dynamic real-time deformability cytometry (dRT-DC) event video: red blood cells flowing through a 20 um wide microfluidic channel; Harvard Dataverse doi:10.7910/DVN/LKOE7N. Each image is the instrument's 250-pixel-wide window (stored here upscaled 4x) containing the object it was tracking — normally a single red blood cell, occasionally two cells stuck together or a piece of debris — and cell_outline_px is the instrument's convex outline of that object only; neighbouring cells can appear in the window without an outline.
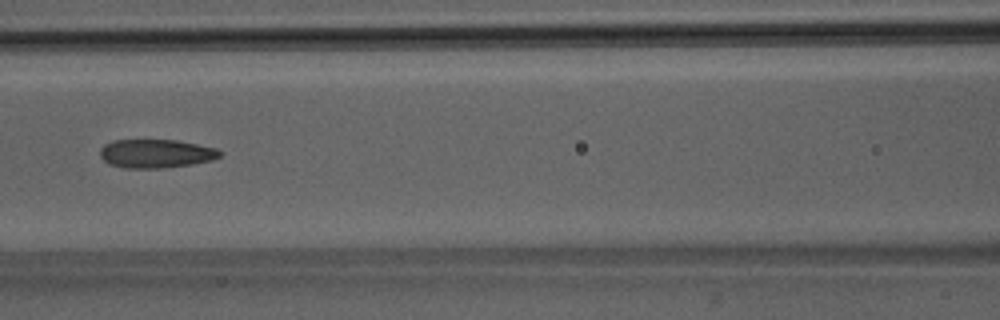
{"species": "Egyptian fruit bat (a non-hibernating species)", "species_latin": "Rousettus aegyptiacus", "temperature_condition": "room temperature", "stored_images_in_passage": 4, "camera_frame_rate_fps": 3000, "um_per_image_px": 0.085, "animal": {"sex": "male"}, "frame": {"image": 1, "passage_image": 4, "time_ms": 3.333, "image_size_px": [1000, 320], "cell_outline_px": [[224, 152], [220, 156], [212, 160], [192, 164], [160, 168], [124, 168], [108, 164], [100, 156], [100, 148], [104, 144], [112, 140], [176, 140], [216, 148]], "centroid_in_image_um": [13.24, 13.05], "position_along_channel_um": 153.4, "area_um2": 20.06}}